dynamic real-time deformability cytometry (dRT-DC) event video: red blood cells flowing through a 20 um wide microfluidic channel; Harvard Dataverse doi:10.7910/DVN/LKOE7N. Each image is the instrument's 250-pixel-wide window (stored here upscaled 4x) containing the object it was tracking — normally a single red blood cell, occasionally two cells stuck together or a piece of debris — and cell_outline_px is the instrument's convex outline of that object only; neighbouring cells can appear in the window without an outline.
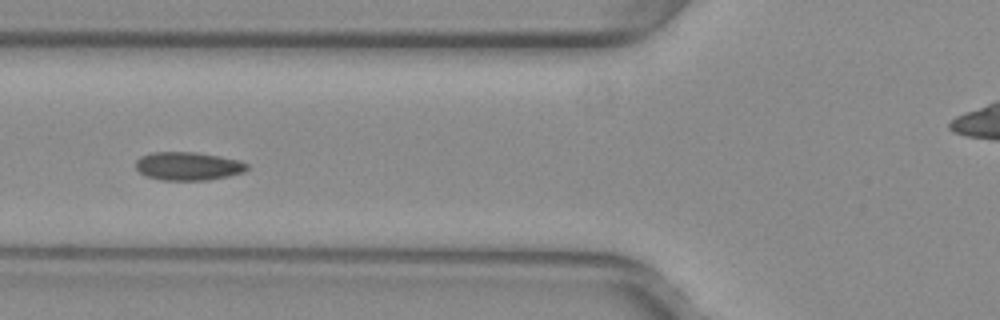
{"species": "common noctule bat (a hibernating species)", "species_latin": "Nyctalus noctula", "temperature_condition": "warm", "stored_images_in_passage": 37, "camera_frame_rate_fps": 3000, "um_per_image_px": 0.085, "animal": {"sex": "female", "body_mass_g": 29.2, "forearm_length_mm": 56.3}, "frame": {"image": 1, "passage_image": 6, "time_ms": 1.667, "image_size_px": [1000, 320], "cell_outline_px": [[248, 168], [244, 172], [228, 176], [208, 180], [160, 180], [148, 176], [140, 172], [136, 168], [136, 160], [140, 156], [152, 152], [192, 152], [220, 156], [240, 160], [248, 164]], "centroid_in_image_um": [16.0, 14.12], "position_along_channel_um": 109.8, "area_um2": 18.38}, "authors_computed_cell_mechanics": {"area_um2": 18.0336, "velocity_mm_per_s": 3.9298, "shape_relaxation_time_tau1_ms": 3.6024, "shape_relaxation_time_tau2_ms": 1.7635, "deformation_change_tau1": 0.0835, "deformation_change_tau2": 0.0466}}